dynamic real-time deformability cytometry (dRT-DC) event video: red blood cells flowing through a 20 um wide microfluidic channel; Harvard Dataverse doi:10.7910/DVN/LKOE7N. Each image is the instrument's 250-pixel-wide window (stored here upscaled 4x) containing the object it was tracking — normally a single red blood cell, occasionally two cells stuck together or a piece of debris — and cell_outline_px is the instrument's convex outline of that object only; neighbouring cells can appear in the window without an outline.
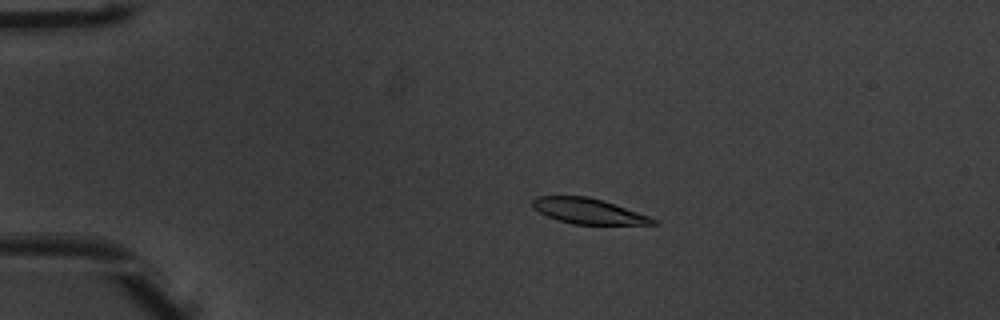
{"species": "common noctule bat (a hibernating species)", "species_latin": "Nyctalus noctula", "temperature_condition": "warm", "stored_images_in_passage": 43, "camera_frame_rate_fps": 3000, "um_per_image_px": 0.085, "animal": {"sex": "male", "body_mass_g": 20.1, "forearm_length_mm": 53.5}, "frame": {"image": 1, "passage_image": 2, "time_ms": 0.333, "image_size_px": [1000, 320], "cell_outline_px": [[660, 224], [572, 224], [548, 216], [532, 208], [532, 200], [536, 196], [588, 196], [604, 200], [648, 216], [656, 220]], "centroid_in_image_um": [49.98, 17.93], "position_along_channel_um": 35.0, "area_um2": 17.69}}
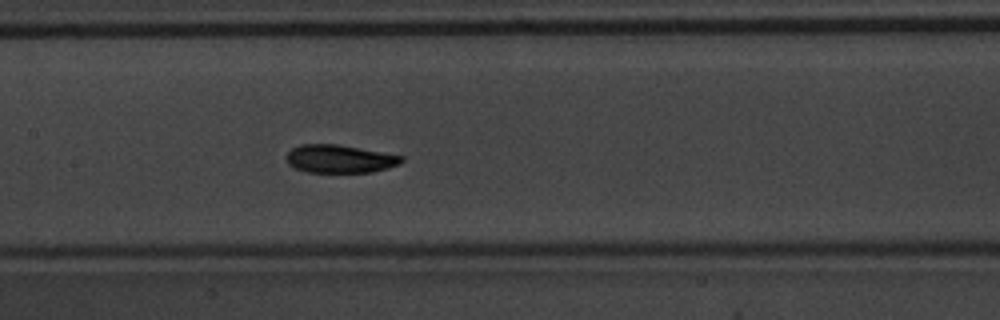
{"frame": {"image": 2, "passage_image": 17, "time_ms": 5.333, "image_size_px": [1000, 320], "cell_outline_px": [[404, 160], [400, 164], [388, 168], [372, 172], [308, 172], [296, 168], [288, 164], [284, 156], [292, 148], [300, 144], [336, 144], [404, 156]], "centroid_in_image_um": [28.86, 13.5], "position_along_channel_um": 178.5, "area_um2": 18.84}}
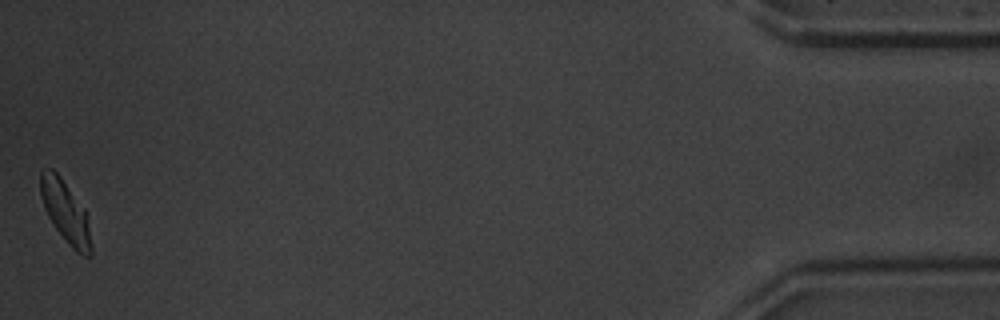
{"frame": {"image": 3, "passage_image": 43, "time_ms": 14.0, "image_size_px": [1000, 320], "cell_outline_px": [[92, 256], [84, 256], [76, 252], [68, 244], [56, 228], [48, 216], [44, 208], [40, 196], [40, 172], [44, 168], [52, 168], [60, 176], [84, 208], [92, 248]], "centroid_in_image_um": [5.54, 17.99], "position_along_channel_um": 429.7, "area_um2": 18.03}, "authors_computed_cell_mechanics": {"area_um2": 19.1318, "velocity_mm_per_s": 3.902, "shape_relaxation_time_tau1_ms": 1.8548, "shape_relaxation_time_tau2_ms": 1.8281, "deformation_change_tau1": 0.1274, "deformation_change_tau2": 0.0556}}